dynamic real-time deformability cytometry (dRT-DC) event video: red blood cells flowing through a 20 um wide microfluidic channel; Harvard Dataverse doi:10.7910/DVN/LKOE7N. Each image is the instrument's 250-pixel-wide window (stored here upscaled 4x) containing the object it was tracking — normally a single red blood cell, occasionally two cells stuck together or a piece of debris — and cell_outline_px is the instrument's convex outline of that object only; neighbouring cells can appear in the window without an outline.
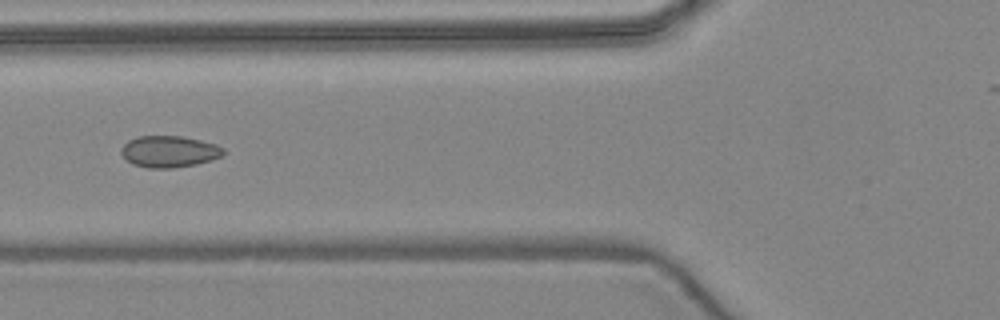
{"species": "common noctule bat (a hibernating species)", "species_latin": "Nyctalus noctula", "temperature_condition": "warm", "stored_images_in_passage": 5, "camera_frame_rate_fps": 3000, "um_per_image_px": 0.085, "animal": {"sex": "female", "body_mass_g": 24.6, "forearm_length_mm": 56.2}, "frame": {"image": 1, "passage_image": 5, "time_ms": 4.667, "image_size_px": [1000, 320], "cell_outline_px": [[224, 152], [220, 156], [212, 160], [196, 164], [172, 168], [148, 168], [132, 164], [120, 152], [120, 148], [128, 140], [136, 136], [184, 136], [216, 144], [224, 148]], "centroid_in_image_um": [14.36, 12.87], "position_along_channel_um": 111.4, "area_um2": 18.84}}